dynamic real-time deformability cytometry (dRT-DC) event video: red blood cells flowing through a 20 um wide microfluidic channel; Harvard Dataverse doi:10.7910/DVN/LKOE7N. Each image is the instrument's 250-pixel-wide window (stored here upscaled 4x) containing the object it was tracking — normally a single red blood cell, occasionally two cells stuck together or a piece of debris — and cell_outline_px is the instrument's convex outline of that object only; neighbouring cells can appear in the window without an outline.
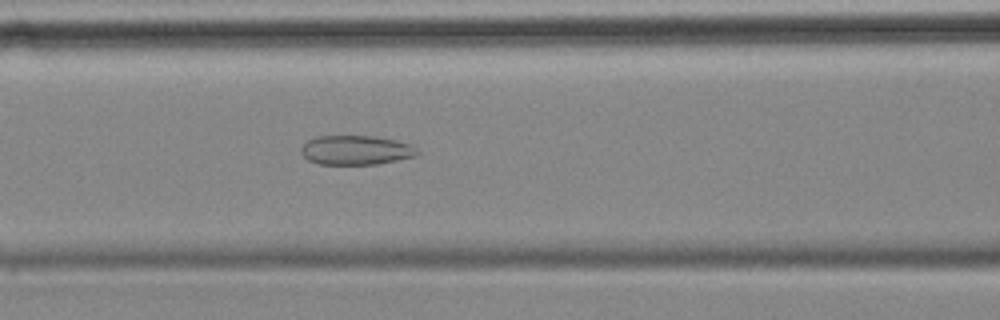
{"species": "common noctule bat (a hibernating species)", "species_latin": "Nyctalus noctula", "temperature_condition": "cold", "stored_images_in_passage": 56, "camera_frame_rate_fps": 3000, "um_per_image_px": 0.085, "animal": {"sex": "female", "body_mass_g": 18.4}, "frame": {"image": 1, "passage_image": 23, "time_ms": 7.333, "image_size_px": [1000, 320], "cell_outline_px": [[420, 152], [416, 156], [376, 164], [316, 164], [308, 160], [300, 152], [300, 148], [308, 140], [316, 136], [376, 136], [396, 140], [412, 144]], "centroid_in_image_um": [30.26, 12.75], "position_along_channel_um": 136.3, "area_um2": 20.0}}
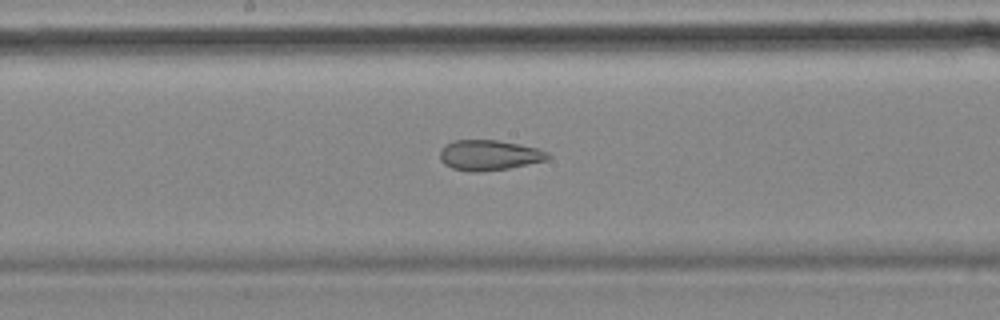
{"frame": {"image": 2, "passage_image": 29, "time_ms": 9.333, "image_size_px": [1000, 320], "cell_outline_px": [[552, 156], [548, 160], [508, 168], [476, 172], [468, 172], [452, 168], [444, 164], [440, 160], [440, 148], [444, 144], [456, 140], [496, 140], [520, 144], [536, 148], [548, 152]], "centroid_in_image_um": [41.56, 13.19], "position_along_channel_um": 206.6, "area_um2": 19.19}}
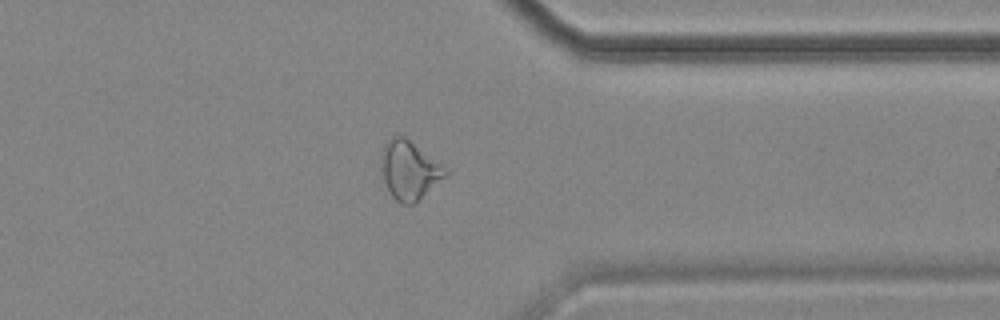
{"frame": {"image": 3, "passage_image": 44, "time_ms": 14.333, "image_size_px": [1000, 320], "cell_outline_px": [[448, 176], [416, 204], [400, 204], [392, 196], [384, 180], [380, 160], [380, 156], [384, 144], [392, 136], [404, 136], [440, 164], [448, 172]], "centroid_in_image_um": [34.79, 14.51], "position_along_channel_um": 376.6, "area_um2": 21.91}, "authors_computed_cell_mechanics": {"area_um2": 24.1315, "velocity_mm_per_s": 3.5336, "shape_relaxation_time_tau1_ms": null, "shape_relaxation_time_tau2_ms": 2.9581, "deformation_change_tau1": null, "deformation_change_tau2": 0.1078}}